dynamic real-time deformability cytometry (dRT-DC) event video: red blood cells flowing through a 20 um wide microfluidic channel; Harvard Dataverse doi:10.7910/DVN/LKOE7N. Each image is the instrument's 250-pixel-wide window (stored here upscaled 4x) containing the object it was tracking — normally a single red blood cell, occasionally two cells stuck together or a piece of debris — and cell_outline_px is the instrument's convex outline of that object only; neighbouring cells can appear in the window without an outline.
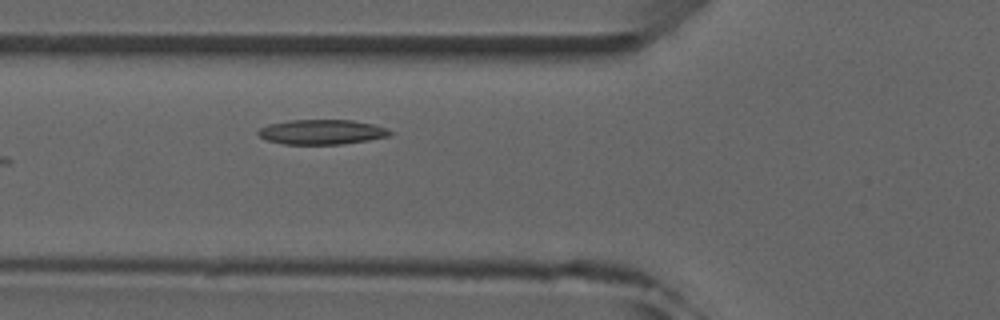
{"species": "common noctule bat (a hibernating species)", "species_latin": "Nyctalus noctula", "temperature_condition": "room temperature", "stored_images_in_passage": 3, "camera_frame_rate_fps": 3000, "um_per_image_px": 0.085, "animal": {"sex": "male", "forearm_length_mm": 52.5}, "frame": {"image": 1, "passage_image": 3, "time_ms": 3.0, "image_size_px": [1000, 320], "cell_outline_px": [[392, 132], [388, 136], [368, 140], [340, 144], [284, 144], [268, 140], [260, 136], [256, 132], [260, 128], [268, 124], [288, 120], [352, 120], [372, 124], [388, 128]], "centroid_in_image_um": [27.34, 11.21], "position_along_channel_um": 98.5, "area_um2": 18.96}}